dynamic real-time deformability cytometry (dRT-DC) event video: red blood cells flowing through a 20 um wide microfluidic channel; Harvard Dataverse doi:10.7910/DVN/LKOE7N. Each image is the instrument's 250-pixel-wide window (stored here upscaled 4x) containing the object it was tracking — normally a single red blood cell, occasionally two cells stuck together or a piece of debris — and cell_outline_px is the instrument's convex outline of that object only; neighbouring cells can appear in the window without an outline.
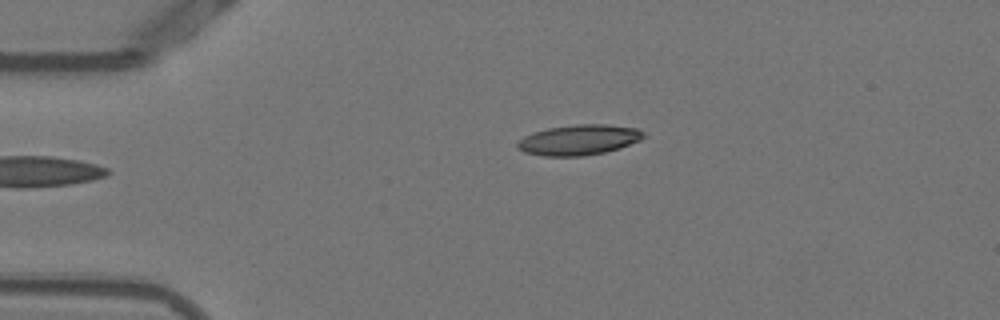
{"species": "Egyptian fruit bat (a non-hibernating species)", "species_latin": "Rousettus aegyptiacus", "temperature_condition": "warm", "stored_images_in_passage": 37, "camera_frame_rate_fps": 3000, "um_per_image_px": 0.085, "animal": {"sex": "female"}, "frame": {"image": 1, "passage_image": 1, "time_ms": 0.0, "image_size_px": [1000, 320], "cell_outline_px": [[644, 136], [640, 140], [620, 148], [604, 152], [580, 156], [544, 156], [524, 152], [516, 148], [516, 144], [524, 136], [532, 132], [548, 128], [576, 124], [608, 124], [640, 128], [644, 132]], "centroid_in_image_um": [49.21, 11.88], "position_along_channel_um": 35.8, "area_um2": 22.43}}
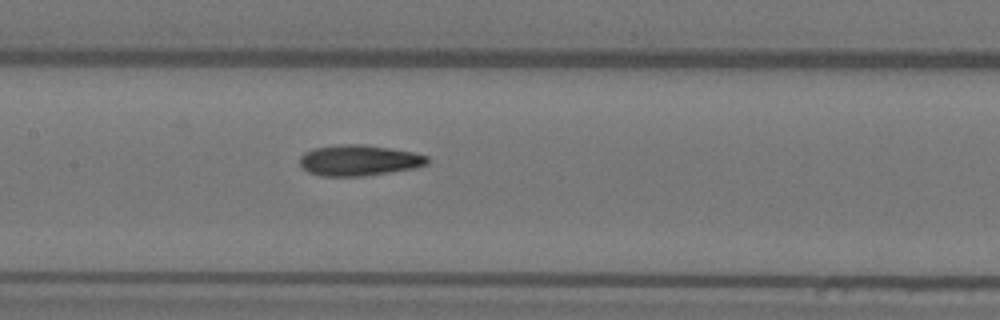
{"frame": {"image": 2, "passage_image": 15, "time_ms": 4.667, "image_size_px": [1000, 320], "cell_outline_px": [[428, 164], [412, 168], [388, 172], [360, 176], [320, 176], [308, 172], [300, 164], [300, 156], [304, 152], [312, 148], [336, 144], [364, 144], [412, 152], [428, 156]], "centroid_in_image_um": [30.46, 13.61], "position_along_channel_um": 176.9, "area_um2": 22.83}}
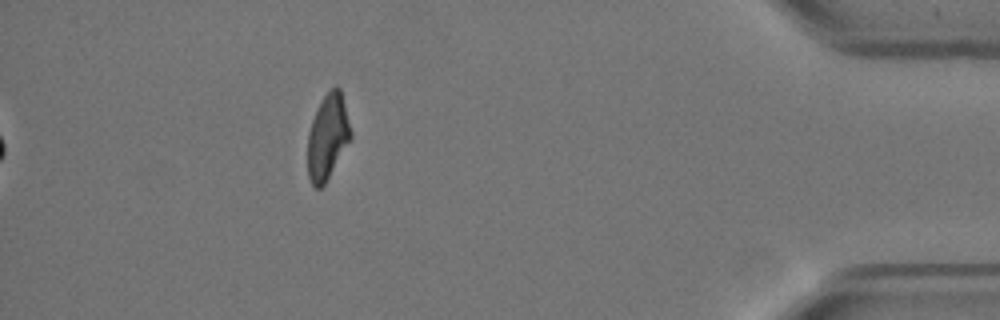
{"frame": {"image": 3, "passage_image": 37, "time_ms": 12.0, "image_size_px": [1000, 320], "cell_outline_px": [[352, 136], [324, 184], [320, 188], [316, 188], [312, 184], [308, 176], [308, 132], [312, 120], [324, 96], [336, 84], [340, 88], [352, 132]], "centroid_in_image_um": [27.85, 11.62], "position_along_channel_um": 407.4, "area_um2": 20.92}, "authors_computed_cell_mechanics": {"area_um2": 22.542, "velocity_mm_per_s": 3.8466, "shape_relaxation_time_tau1_ms": 6.7687, "shape_relaxation_time_tau2_ms": 4.2067, "deformation_change_tau1": 0.2111, "deformation_change_tau2": 0.107}}